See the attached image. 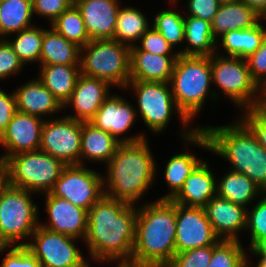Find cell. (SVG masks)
<instances>
[{
  "mask_svg": "<svg viewBox=\"0 0 266 267\" xmlns=\"http://www.w3.org/2000/svg\"><path fill=\"white\" fill-rule=\"evenodd\" d=\"M137 208L103 195L88 211L84 241L92 259L128 266L136 240ZM119 260V261H118Z\"/></svg>",
  "mask_w": 266,
  "mask_h": 267,
  "instance_id": "6da1fadb",
  "label": "cell"
},
{
  "mask_svg": "<svg viewBox=\"0 0 266 267\" xmlns=\"http://www.w3.org/2000/svg\"><path fill=\"white\" fill-rule=\"evenodd\" d=\"M183 139L192 145L214 152L266 192V149L250 127L241 119L234 124L184 130Z\"/></svg>",
  "mask_w": 266,
  "mask_h": 267,
  "instance_id": "7a4b0ae2",
  "label": "cell"
},
{
  "mask_svg": "<svg viewBox=\"0 0 266 267\" xmlns=\"http://www.w3.org/2000/svg\"><path fill=\"white\" fill-rule=\"evenodd\" d=\"M176 203L158 199L137 209L136 240L127 267H167L176 254Z\"/></svg>",
  "mask_w": 266,
  "mask_h": 267,
  "instance_id": "3957f363",
  "label": "cell"
},
{
  "mask_svg": "<svg viewBox=\"0 0 266 267\" xmlns=\"http://www.w3.org/2000/svg\"><path fill=\"white\" fill-rule=\"evenodd\" d=\"M147 143L145 138L134 143H122L118 147L106 164L108 177L103 178L105 195L135 204L147 192L157 169Z\"/></svg>",
  "mask_w": 266,
  "mask_h": 267,
  "instance_id": "277c9868",
  "label": "cell"
},
{
  "mask_svg": "<svg viewBox=\"0 0 266 267\" xmlns=\"http://www.w3.org/2000/svg\"><path fill=\"white\" fill-rule=\"evenodd\" d=\"M211 83V56H178L170 86L179 111L190 122L205 104Z\"/></svg>",
  "mask_w": 266,
  "mask_h": 267,
  "instance_id": "5b68a950",
  "label": "cell"
},
{
  "mask_svg": "<svg viewBox=\"0 0 266 267\" xmlns=\"http://www.w3.org/2000/svg\"><path fill=\"white\" fill-rule=\"evenodd\" d=\"M65 166L40 149L10 156L1 164L8 184L44 194L51 192Z\"/></svg>",
  "mask_w": 266,
  "mask_h": 267,
  "instance_id": "8992f818",
  "label": "cell"
},
{
  "mask_svg": "<svg viewBox=\"0 0 266 267\" xmlns=\"http://www.w3.org/2000/svg\"><path fill=\"white\" fill-rule=\"evenodd\" d=\"M130 50L113 39L90 40L80 49L81 74L125 89L130 81Z\"/></svg>",
  "mask_w": 266,
  "mask_h": 267,
  "instance_id": "52a82bcc",
  "label": "cell"
},
{
  "mask_svg": "<svg viewBox=\"0 0 266 267\" xmlns=\"http://www.w3.org/2000/svg\"><path fill=\"white\" fill-rule=\"evenodd\" d=\"M31 193L14 187L5 180L0 185L1 246H14L19 241L23 242L39 226L38 209L33 204Z\"/></svg>",
  "mask_w": 266,
  "mask_h": 267,
  "instance_id": "ba28073f",
  "label": "cell"
},
{
  "mask_svg": "<svg viewBox=\"0 0 266 267\" xmlns=\"http://www.w3.org/2000/svg\"><path fill=\"white\" fill-rule=\"evenodd\" d=\"M212 83L238 107H254L259 86L252 79L247 61L239 57L211 55ZM258 91V92H257ZM257 94V95H255Z\"/></svg>",
  "mask_w": 266,
  "mask_h": 267,
  "instance_id": "9c48e42d",
  "label": "cell"
},
{
  "mask_svg": "<svg viewBox=\"0 0 266 267\" xmlns=\"http://www.w3.org/2000/svg\"><path fill=\"white\" fill-rule=\"evenodd\" d=\"M170 82L129 81L126 87L135 91L139 113L143 122L152 132H162L170 121L173 111H177L185 128L189 120L179 111L173 98Z\"/></svg>",
  "mask_w": 266,
  "mask_h": 267,
  "instance_id": "30bf717a",
  "label": "cell"
},
{
  "mask_svg": "<svg viewBox=\"0 0 266 267\" xmlns=\"http://www.w3.org/2000/svg\"><path fill=\"white\" fill-rule=\"evenodd\" d=\"M103 182L101 173L84 165H66L50 193L88 212L105 194Z\"/></svg>",
  "mask_w": 266,
  "mask_h": 267,
  "instance_id": "8fae6325",
  "label": "cell"
},
{
  "mask_svg": "<svg viewBox=\"0 0 266 267\" xmlns=\"http://www.w3.org/2000/svg\"><path fill=\"white\" fill-rule=\"evenodd\" d=\"M31 236L34 242H23L18 245H25L43 267L88 266V261H85L84 256L73 242L77 238L52 232L40 225Z\"/></svg>",
  "mask_w": 266,
  "mask_h": 267,
  "instance_id": "7c38bea8",
  "label": "cell"
},
{
  "mask_svg": "<svg viewBox=\"0 0 266 267\" xmlns=\"http://www.w3.org/2000/svg\"><path fill=\"white\" fill-rule=\"evenodd\" d=\"M82 121L60 117L44 121L39 149L65 165L80 164Z\"/></svg>",
  "mask_w": 266,
  "mask_h": 267,
  "instance_id": "4fadbf2b",
  "label": "cell"
},
{
  "mask_svg": "<svg viewBox=\"0 0 266 267\" xmlns=\"http://www.w3.org/2000/svg\"><path fill=\"white\" fill-rule=\"evenodd\" d=\"M219 241L204 208L176 204V253L215 245Z\"/></svg>",
  "mask_w": 266,
  "mask_h": 267,
  "instance_id": "5bb4252c",
  "label": "cell"
},
{
  "mask_svg": "<svg viewBox=\"0 0 266 267\" xmlns=\"http://www.w3.org/2000/svg\"><path fill=\"white\" fill-rule=\"evenodd\" d=\"M44 119L17 111L6 130L0 136V144L5 150L0 156V165L10 156L39 150Z\"/></svg>",
  "mask_w": 266,
  "mask_h": 267,
  "instance_id": "9a60e30c",
  "label": "cell"
},
{
  "mask_svg": "<svg viewBox=\"0 0 266 267\" xmlns=\"http://www.w3.org/2000/svg\"><path fill=\"white\" fill-rule=\"evenodd\" d=\"M136 113V108H133L128 101L119 95L113 94V96L109 95L89 122L95 127L108 132L121 143H134L146 137L142 133L122 139L119 136L133 126Z\"/></svg>",
  "mask_w": 266,
  "mask_h": 267,
  "instance_id": "2e32d148",
  "label": "cell"
},
{
  "mask_svg": "<svg viewBox=\"0 0 266 267\" xmlns=\"http://www.w3.org/2000/svg\"><path fill=\"white\" fill-rule=\"evenodd\" d=\"M46 208L49 223L40 226L55 233L85 239L88 224V212L66 199L46 193Z\"/></svg>",
  "mask_w": 266,
  "mask_h": 267,
  "instance_id": "e0dca14e",
  "label": "cell"
},
{
  "mask_svg": "<svg viewBox=\"0 0 266 267\" xmlns=\"http://www.w3.org/2000/svg\"><path fill=\"white\" fill-rule=\"evenodd\" d=\"M90 40L113 39L120 4L118 0H74Z\"/></svg>",
  "mask_w": 266,
  "mask_h": 267,
  "instance_id": "ac0fdd59",
  "label": "cell"
},
{
  "mask_svg": "<svg viewBox=\"0 0 266 267\" xmlns=\"http://www.w3.org/2000/svg\"><path fill=\"white\" fill-rule=\"evenodd\" d=\"M110 86L105 80L81 74L69 100L63 106L65 108L72 105L76 115H68L67 117L89 122L109 97L108 90Z\"/></svg>",
  "mask_w": 266,
  "mask_h": 267,
  "instance_id": "d6986e66",
  "label": "cell"
},
{
  "mask_svg": "<svg viewBox=\"0 0 266 267\" xmlns=\"http://www.w3.org/2000/svg\"><path fill=\"white\" fill-rule=\"evenodd\" d=\"M204 209L220 240H239L237 233L246 229L247 207L234 204L216 195Z\"/></svg>",
  "mask_w": 266,
  "mask_h": 267,
  "instance_id": "ffe728a7",
  "label": "cell"
},
{
  "mask_svg": "<svg viewBox=\"0 0 266 267\" xmlns=\"http://www.w3.org/2000/svg\"><path fill=\"white\" fill-rule=\"evenodd\" d=\"M178 56L153 54L133 45L130 50V81L170 82Z\"/></svg>",
  "mask_w": 266,
  "mask_h": 267,
  "instance_id": "44dd1931",
  "label": "cell"
},
{
  "mask_svg": "<svg viewBox=\"0 0 266 267\" xmlns=\"http://www.w3.org/2000/svg\"><path fill=\"white\" fill-rule=\"evenodd\" d=\"M215 179L207 162L201 161L171 200L185 207L204 208L217 195Z\"/></svg>",
  "mask_w": 266,
  "mask_h": 267,
  "instance_id": "7402d4cb",
  "label": "cell"
},
{
  "mask_svg": "<svg viewBox=\"0 0 266 267\" xmlns=\"http://www.w3.org/2000/svg\"><path fill=\"white\" fill-rule=\"evenodd\" d=\"M17 111L37 117L62 111L63 106L39 80H30L14 91Z\"/></svg>",
  "mask_w": 266,
  "mask_h": 267,
  "instance_id": "603a6c76",
  "label": "cell"
},
{
  "mask_svg": "<svg viewBox=\"0 0 266 267\" xmlns=\"http://www.w3.org/2000/svg\"><path fill=\"white\" fill-rule=\"evenodd\" d=\"M261 20L260 16L242 1L222 4L211 23L213 36L218 41V35L221 37L231 30L250 28Z\"/></svg>",
  "mask_w": 266,
  "mask_h": 267,
  "instance_id": "cb8c5ba5",
  "label": "cell"
},
{
  "mask_svg": "<svg viewBox=\"0 0 266 267\" xmlns=\"http://www.w3.org/2000/svg\"><path fill=\"white\" fill-rule=\"evenodd\" d=\"M121 144L108 132L95 127L90 122H82L80 165L85 158L108 163Z\"/></svg>",
  "mask_w": 266,
  "mask_h": 267,
  "instance_id": "d4e9b609",
  "label": "cell"
},
{
  "mask_svg": "<svg viewBox=\"0 0 266 267\" xmlns=\"http://www.w3.org/2000/svg\"><path fill=\"white\" fill-rule=\"evenodd\" d=\"M40 69L39 80L64 106L81 75L80 65L51 64L42 65Z\"/></svg>",
  "mask_w": 266,
  "mask_h": 267,
  "instance_id": "484cf974",
  "label": "cell"
},
{
  "mask_svg": "<svg viewBox=\"0 0 266 267\" xmlns=\"http://www.w3.org/2000/svg\"><path fill=\"white\" fill-rule=\"evenodd\" d=\"M80 49L74 42L66 40L53 28L43 29V40L39 64L80 65Z\"/></svg>",
  "mask_w": 266,
  "mask_h": 267,
  "instance_id": "4316f807",
  "label": "cell"
},
{
  "mask_svg": "<svg viewBox=\"0 0 266 267\" xmlns=\"http://www.w3.org/2000/svg\"><path fill=\"white\" fill-rule=\"evenodd\" d=\"M184 40L188 43L179 55L211 56L217 50V41L212 32L210 22L194 16L184 18Z\"/></svg>",
  "mask_w": 266,
  "mask_h": 267,
  "instance_id": "83f0119b",
  "label": "cell"
},
{
  "mask_svg": "<svg viewBox=\"0 0 266 267\" xmlns=\"http://www.w3.org/2000/svg\"><path fill=\"white\" fill-rule=\"evenodd\" d=\"M220 38L221 45L229 56L246 60L262 45L266 38V30L262 22H258L247 29L228 31Z\"/></svg>",
  "mask_w": 266,
  "mask_h": 267,
  "instance_id": "f1b7e54d",
  "label": "cell"
},
{
  "mask_svg": "<svg viewBox=\"0 0 266 267\" xmlns=\"http://www.w3.org/2000/svg\"><path fill=\"white\" fill-rule=\"evenodd\" d=\"M217 196L230 200L234 204L245 207L258 194L264 192L251 179L242 173L232 170L216 184Z\"/></svg>",
  "mask_w": 266,
  "mask_h": 267,
  "instance_id": "f546056e",
  "label": "cell"
},
{
  "mask_svg": "<svg viewBox=\"0 0 266 267\" xmlns=\"http://www.w3.org/2000/svg\"><path fill=\"white\" fill-rule=\"evenodd\" d=\"M32 0H2L0 4V38L31 27Z\"/></svg>",
  "mask_w": 266,
  "mask_h": 267,
  "instance_id": "4dcf8cb0",
  "label": "cell"
},
{
  "mask_svg": "<svg viewBox=\"0 0 266 267\" xmlns=\"http://www.w3.org/2000/svg\"><path fill=\"white\" fill-rule=\"evenodd\" d=\"M149 28L147 18L139 9L120 7L113 40L132 47L134 44L131 42L140 40Z\"/></svg>",
  "mask_w": 266,
  "mask_h": 267,
  "instance_id": "1f68e13d",
  "label": "cell"
},
{
  "mask_svg": "<svg viewBox=\"0 0 266 267\" xmlns=\"http://www.w3.org/2000/svg\"><path fill=\"white\" fill-rule=\"evenodd\" d=\"M201 162L192 153H179L174 155L166 164L165 180L171 192L159 199H172L183 187L185 180L194 168Z\"/></svg>",
  "mask_w": 266,
  "mask_h": 267,
  "instance_id": "d6a6232c",
  "label": "cell"
},
{
  "mask_svg": "<svg viewBox=\"0 0 266 267\" xmlns=\"http://www.w3.org/2000/svg\"><path fill=\"white\" fill-rule=\"evenodd\" d=\"M51 27L79 47L85 46L90 41L81 12L75 4L57 17L50 24Z\"/></svg>",
  "mask_w": 266,
  "mask_h": 267,
  "instance_id": "836d02e7",
  "label": "cell"
},
{
  "mask_svg": "<svg viewBox=\"0 0 266 267\" xmlns=\"http://www.w3.org/2000/svg\"><path fill=\"white\" fill-rule=\"evenodd\" d=\"M14 40L6 39L20 60L25 63L39 62L43 40V29L31 26L18 33Z\"/></svg>",
  "mask_w": 266,
  "mask_h": 267,
  "instance_id": "e575fe53",
  "label": "cell"
},
{
  "mask_svg": "<svg viewBox=\"0 0 266 267\" xmlns=\"http://www.w3.org/2000/svg\"><path fill=\"white\" fill-rule=\"evenodd\" d=\"M184 16L170 10H162L155 15L152 26L173 47L184 42Z\"/></svg>",
  "mask_w": 266,
  "mask_h": 267,
  "instance_id": "d590c367",
  "label": "cell"
},
{
  "mask_svg": "<svg viewBox=\"0 0 266 267\" xmlns=\"http://www.w3.org/2000/svg\"><path fill=\"white\" fill-rule=\"evenodd\" d=\"M240 240H220L213 245L211 261L208 267H237L247 256Z\"/></svg>",
  "mask_w": 266,
  "mask_h": 267,
  "instance_id": "8d00e7d4",
  "label": "cell"
},
{
  "mask_svg": "<svg viewBox=\"0 0 266 267\" xmlns=\"http://www.w3.org/2000/svg\"><path fill=\"white\" fill-rule=\"evenodd\" d=\"M264 194L251 211L247 210L246 229L251 235L250 248L266 237V192Z\"/></svg>",
  "mask_w": 266,
  "mask_h": 267,
  "instance_id": "74e56055",
  "label": "cell"
},
{
  "mask_svg": "<svg viewBox=\"0 0 266 267\" xmlns=\"http://www.w3.org/2000/svg\"><path fill=\"white\" fill-rule=\"evenodd\" d=\"M212 252L213 245L176 253L167 267H208Z\"/></svg>",
  "mask_w": 266,
  "mask_h": 267,
  "instance_id": "f35d334b",
  "label": "cell"
},
{
  "mask_svg": "<svg viewBox=\"0 0 266 267\" xmlns=\"http://www.w3.org/2000/svg\"><path fill=\"white\" fill-rule=\"evenodd\" d=\"M141 45L137 46L141 51L159 55H179L172 53L174 48L168 41L152 26L140 38Z\"/></svg>",
  "mask_w": 266,
  "mask_h": 267,
  "instance_id": "ab89813d",
  "label": "cell"
},
{
  "mask_svg": "<svg viewBox=\"0 0 266 267\" xmlns=\"http://www.w3.org/2000/svg\"><path fill=\"white\" fill-rule=\"evenodd\" d=\"M11 247L0 267H43L25 245Z\"/></svg>",
  "mask_w": 266,
  "mask_h": 267,
  "instance_id": "60d3db41",
  "label": "cell"
},
{
  "mask_svg": "<svg viewBox=\"0 0 266 267\" xmlns=\"http://www.w3.org/2000/svg\"><path fill=\"white\" fill-rule=\"evenodd\" d=\"M23 65V62L13 51L12 46L3 37L0 40V79L3 80L15 73L17 74V72L19 73Z\"/></svg>",
  "mask_w": 266,
  "mask_h": 267,
  "instance_id": "b9f144b4",
  "label": "cell"
},
{
  "mask_svg": "<svg viewBox=\"0 0 266 267\" xmlns=\"http://www.w3.org/2000/svg\"><path fill=\"white\" fill-rule=\"evenodd\" d=\"M73 4L74 0H32L33 15L47 17L52 23Z\"/></svg>",
  "mask_w": 266,
  "mask_h": 267,
  "instance_id": "7bdbcfd3",
  "label": "cell"
},
{
  "mask_svg": "<svg viewBox=\"0 0 266 267\" xmlns=\"http://www.w3.org/2000/svg\"><path fill=\"white\" fill-rule=\"evenodd\" d=\"M246 61L252 79L260 87L266 80V38L262 45Z\"/></svg>",
  "mask_w": 266,
  "mask_h": 267,
  "instance_id": "ee69618b",
  "label": "cell"
},
{
  "mask_svg": "<svg viewBox=\"0 0 266 267\" xmlns=\"http://www.w3.org/2000/svg\"><path fill=\"white\" fill-rule=\"evenodd\" d=\"M245 116L241 119L250 127L256 135L259 144L266 149V118L255 108L244 110Z\"/></svg>",
  "mask_w": 266,
  "mask_h": 267,
  "instance_id": "f6af8a7d",
  "label": "cell"
},
{
  "mask_svg": "<svg viewBox=\"0 0 266 267\" xmlns=\"http://www.w3.org/2000/svg\"><path fill=\"white\" fill-rule=\"evenodd\" d=\"M188 15L212 23L220 4L217 0H188Z\"/></svg>",
  "mask_w": 266,
  "mask_h": 267,
  "instance_id": "bcb514c9",
  "label": "cell"
},
{
  "mask_svg": "<svg viewBox=\"0 0 266 267\" xmlns=\"http://www.w3.org/2000/svg\"><path fill=\"white\" fill-rule=\"evenodd\" d=\"M17 112L15 93L7 94L0 89V136Z\"/></svg>",
  "mask_w": 266,
  "mask_h": 267,
  "instance_id": "7dc6e473",
  "label": "cell"
},
{
  "mask_svg": "<svg viewBox=\"0 0 266 267\" xmlns=\"http://www.w3.org/2000/svg\"><path fill=\"white\" fill-rule=\"evenodd\" d=\"M252 8L261 19H266V0H239Z\"/></svg>",
  "mask_w": 266,
  "mask_h": 267,
  "instance_id": "c3c4849f",
  "label": "cell"
},
{
  "mask_svg": "<svg viewBox=\"0 0 266 267\" xmlns=\"http://www.w3.org/2000/svg\"><path fill=\"white\" fill-rule=\"evenodd\" d=\"M260 93L254 107L266 118V92Z\"/></svg>",
  "mask_w": 266,
  "mask_h": 267,
  "instance_id": "681fc988",
  "label": "cell"
},
{
  "mask_svg": "<svg viewBox=\"0 0 266 267\" xmlns=\"http://www.w3.org/2000/svg\"><path fill=\"white\" fill-rule=\"evenodd\" d=\"M250 253L266 254V237L261 238L253 247L250 248Z\"/></svg>",
  "mask_w": 266,
  "mask_h": 267,
  "instance_id": "f907efd6",
  "label": "cell"
},
{
  "mask_svg": "<svg viewBox=\"0 0 266 267\" xmlns=\"http://www.w3.org/2000/svg\"><path fill=\"white\" fill-rule=\"evenodd\" d=\"M256 256H260L256 267H266V254H256Z\"/></svg>",
  "mask_w": 266,
  "mask_h": 267,
  "instance_id": "816d5d0a",
  "label": "cell"
},
{
  "mask_svg": "<svg viewBox=\"0 0 266 267\" xmlns=\"http://www.w3.org/2000/svg\"><path fill=\"white\" fill-rule=\"evenodd\" d=\"M220 5L235 2L237 0H217Z\"/></svg>",
  "mask_w": 266,
  "mask_h": 267,
  "instance_id": "f5cc1de1",
  "label": "cell"
},
{
  "mask_svg": "<svg viewBox=\"0 0 266 267\" xmlns=\"http://www.w3.org/2000/svg\"><path fill=\"white\" fill-rule=\"evenodd\" d=\"M3 181H4V172L0 165V185L2 184Z\"/></svg>",
  "mask_w": 266,
  "mask_h": 267,
  "instance_id": "db71d44e",
  "label": "cell"
},
{
  "mask_svg": "<svg viewBox=\"0 0 266 267\" xmlns=\"http://www.w3.org/2000/svg\"><path fill=\"white\" fill-rule=\"evenodd\" d=\"M248 260H247V258L243 261V262H241L237 267H250V266H248Z\"/></svg>",
  "mask_w": 266,
  "mask_h": 267,
  "instance_id": "11a10c76",
  "label": "cell"
},
{
  "mask_svg": "<svg viewBox=\"0 0 266 267\" xmlns=\"http://www.w3.org/2000/svg\"><path fill=\"white\" fill-rule=\"evenodd\" d=\"M259 91H260V92H266V80H265L264 83L259 87Z\"/></svg>",
  "mask_w": 266,
  "mask_h": 267,
  "instance_id": "9f6ffc18",
  "label": "cell"
},
{
  "mask_svg": "<svg viewBox=\"0 0 266 267\" xmlns=\"http://www.w3.org/2000/svg\"><path fill=\"white\" fill-rule=\"evenodd\" d=\"M8 248H10V246H1L0 245V253L4 252L5 250H7Z\"/></svg>",
  "mask_w": 266,
  "mask_h": 267,
  "instance_id": "6f0895ef",
  "label": "cell"
},
{
  "mask_svg": "<svg viewBox=\"0 0 266 267\" xmlns=\"http://www.w3.org/2000/svg\"><path fill=\"white\" fill-rule=\"evenodd\" d=\"M176 1H177V0H170L169 2H170V3L172 2V3H174V4H175V3H176Z\"/></svg>",
  "mask_w": 266,
  "mask_h": 267,
  "instance_id": "680465c9",
  "label": "cell"
}]
</instances>
